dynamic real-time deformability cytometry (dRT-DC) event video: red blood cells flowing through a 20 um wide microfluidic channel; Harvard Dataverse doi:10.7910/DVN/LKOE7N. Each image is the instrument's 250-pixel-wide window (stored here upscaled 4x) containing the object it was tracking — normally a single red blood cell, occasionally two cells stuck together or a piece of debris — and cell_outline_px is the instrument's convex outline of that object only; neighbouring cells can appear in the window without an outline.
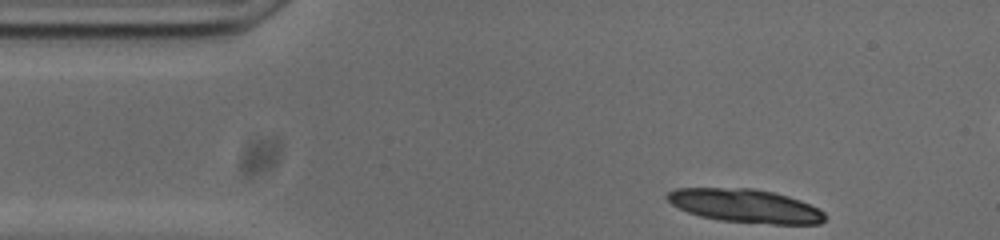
{"species": "common noctule bat (a hibernating species)", "species_latin": "Nyctalus noctula", "temperature_condition": "cold", "stored_images_in_passage": 17, "camera_frame_rate_fps": 3000, "um_per_image_px": 0.085, "animal": {"sex": "male", "body_mass_g": 20.0, "forearm_length_mm": 53.3}, "frame": {"image": 1, "passage_image": 1, "time_ms": 0.0, "image_size_px": [1000, 240], "cell_outline_px": [[828, 216], [820, 224], [772, 224], [720, 220], [700, 216], [688, 212], [672, 204], [664, 196], [668, 192], [676, 188], [752, 188], [772, 192], [788, 196], [800, 200], [820, 208]], "centroid_in_image_um": [63.38, 17.5], "position_along_channel_um": 21.6, "area_um2": 30.87}}